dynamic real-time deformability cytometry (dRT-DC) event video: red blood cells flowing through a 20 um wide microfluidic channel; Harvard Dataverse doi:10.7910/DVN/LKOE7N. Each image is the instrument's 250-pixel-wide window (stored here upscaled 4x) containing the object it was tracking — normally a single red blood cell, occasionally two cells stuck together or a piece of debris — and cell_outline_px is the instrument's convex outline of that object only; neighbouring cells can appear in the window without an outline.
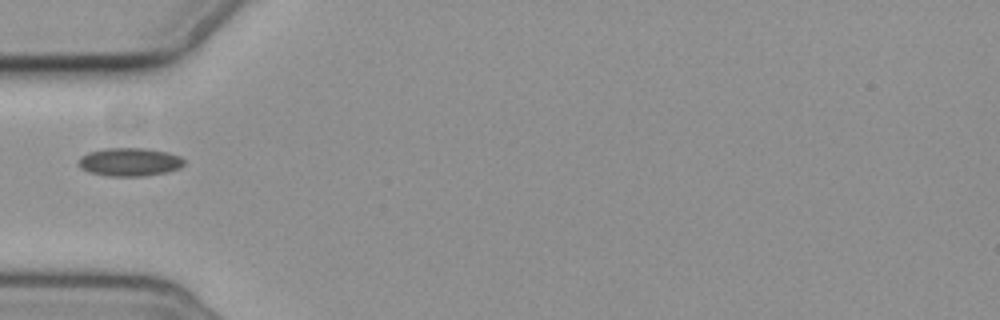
{"species": "common noctule bat (a hibernating species)", "species_latin": "Nyctalus noctula", "temperature_condition": "cold", "stored_images_in_passage": 2, "camera_frame_rate_fps": 3000, "um_per_image_px": 0.085, "animal": {"sex": "female", "body_mass_g": 19.3, "forearm_length_mm": 54.1}, "frame": {"image": 1, "passage_image": 1, "time_ms": 0.0, "image_size_px": [1000, 320], "cell_outline_px": [[184, 164], [180, 168], [168, 172], [144, 176], [108, 176], [88, 172], [80, 168], [76, 164], [76, 160], [80, 156], [88, 152], [104, 148], [144, 148], [168, 152], [180, 156], [184, 160]], "centroid_in_image_um": [10.97, 13.77], "position_along_channel_um": 74.0, "area_um2": 17.74}}